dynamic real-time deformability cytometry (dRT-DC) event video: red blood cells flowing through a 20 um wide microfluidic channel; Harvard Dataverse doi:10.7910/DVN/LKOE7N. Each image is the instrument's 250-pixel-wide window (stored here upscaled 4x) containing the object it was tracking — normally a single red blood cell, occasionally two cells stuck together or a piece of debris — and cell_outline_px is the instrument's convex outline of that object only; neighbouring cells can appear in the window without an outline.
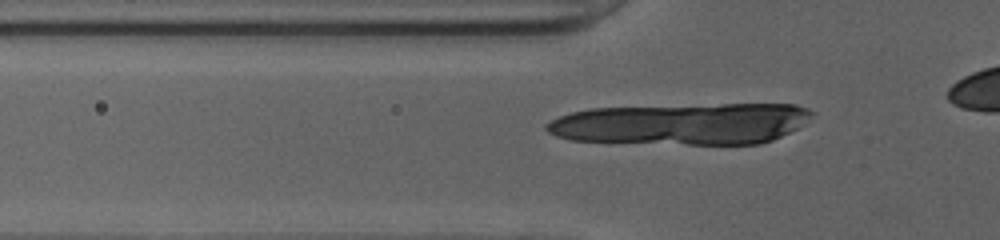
{"species": "human", "species_latin": "Homo sapiens", "temperature_condition": "cold", "stored_images_in_passage": 38, "camera_frame_rate_fps": 3000, "um_per_image_px": 0.085, "donor": {"sex": "female"}, "frame": {"image": 1, "passage_image": 10, "time_ms": 3.0, "image_size_px": [1000, 240], "cell_outline_px": [[812, 112], [804, 124], [772, 140], [760, 144], [688, 144], [568, 140], [556, 136], [548, 132], [544, 128], [552, 120], [560, 116], [572, 112], [592, 108], [724, 104], [796, 104], [808, 108]], "centroid_in_image_um": [57.96, 10.52], "position_along_channel_um": 67.8, "area_um2": 63.81}}